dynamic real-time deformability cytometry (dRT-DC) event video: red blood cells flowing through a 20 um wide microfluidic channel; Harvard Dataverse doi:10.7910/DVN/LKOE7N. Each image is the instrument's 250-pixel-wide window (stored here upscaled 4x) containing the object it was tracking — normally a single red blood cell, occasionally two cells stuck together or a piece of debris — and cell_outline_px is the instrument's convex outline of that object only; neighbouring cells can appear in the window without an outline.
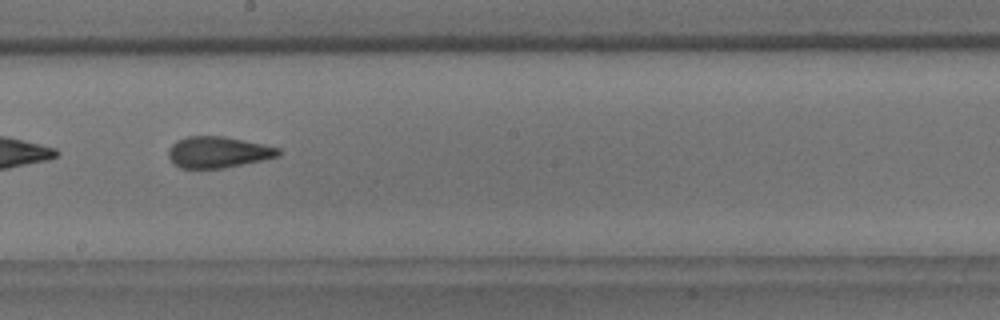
{"species": "common noctule bat (a hibernating species)", "species_latin": "Nyctalus noctula", "temperature_condition": "room temperature", "stored_images_in_passage": 9, "camera_frame_rate_fps": 3000, "um_per_image_px": 0.085, "animal": {"sex": "male", "body_mass_g": 18.8}, "frame": {"image": 1, "passage_image": 7, "time_ms": 7.667, "image_size_px": [1000, 320], "cell_outline_px": [[280, 156], [264, 160], [224, 168], [180, 168], [168, 156], [168, 148], [176, 140], [188, 136], [224, 136], [264, 144], [280, 148]], "centroid_in_image_um": [18.55, 12.93], "position_along_channel_um": 229.6, "area_um2": 20.11}}
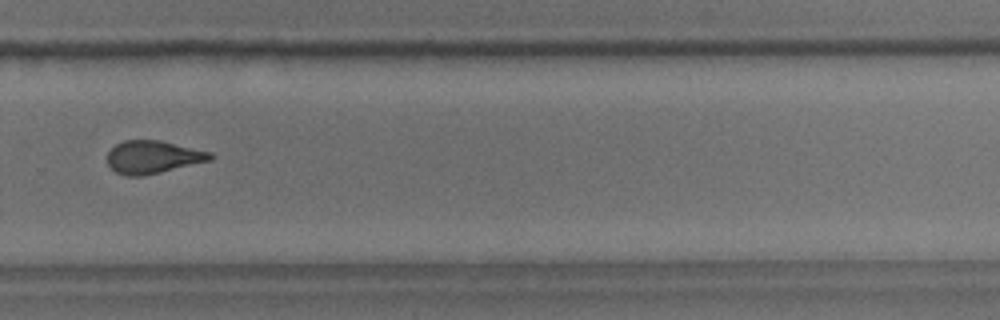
{"frame": {"image": 2, "passage_image": 9, "time_ms": 10.0, "image_size_px": [1000, 320], "cell_outline_px": [[212, 160], [144, 176], [128, 176], [116, 172], [108, 164], [108, 152], [116, 144], [124, 140], [160, 140], [212, 152]], "centroid_in_image_um": [13.01, 13.35], "position_along_channel_um": 316.8, "area_um2": 19.65}}